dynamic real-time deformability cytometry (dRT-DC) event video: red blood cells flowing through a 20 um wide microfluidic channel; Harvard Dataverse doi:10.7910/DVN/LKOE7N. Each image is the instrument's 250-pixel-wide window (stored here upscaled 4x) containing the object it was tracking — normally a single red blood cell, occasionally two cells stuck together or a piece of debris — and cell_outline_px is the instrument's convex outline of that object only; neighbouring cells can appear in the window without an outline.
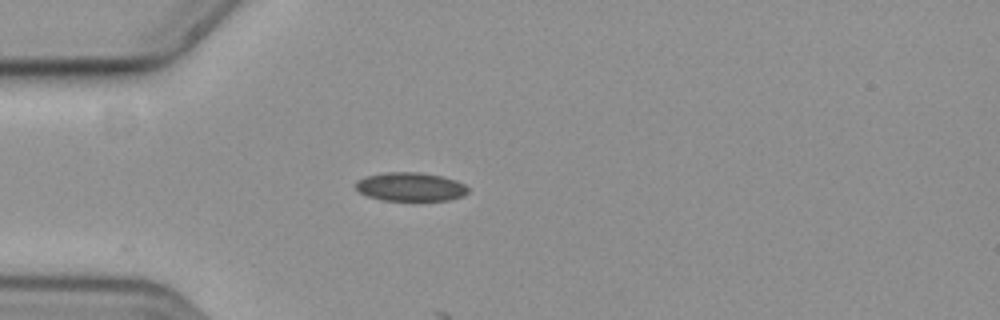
{"species": "common noctule bat (a hibernating species)", "species_latin": "Nyctalus noctula", "temperature_condition": "cold", "stored_images_in_passage": 8, "camera_frame_rate_fps": 3000, "um_per_image_px": 0.085, "animal": {"sex": "female", "body_mass_g": 19.3, "forearm_length_mm": 54.1}, "frame": {"image": 1, "passage_image": 1, "time_ms": 0.0, "image_size_px": [1000, 320], "cell_outline_px": [[468, 192], [460, 196], [448, 200], [380, 200], [368, 196], [360, 192], [356, 188], [356, 180], [364, 176], [384, 172], [420, 172], [440, 176], [456, 180], [464, 184], [468, 188]], "centroid_in_image_um": [34.85, 15.86], "position_along_channel_um": 50.2, "area_um2": 18.73}}